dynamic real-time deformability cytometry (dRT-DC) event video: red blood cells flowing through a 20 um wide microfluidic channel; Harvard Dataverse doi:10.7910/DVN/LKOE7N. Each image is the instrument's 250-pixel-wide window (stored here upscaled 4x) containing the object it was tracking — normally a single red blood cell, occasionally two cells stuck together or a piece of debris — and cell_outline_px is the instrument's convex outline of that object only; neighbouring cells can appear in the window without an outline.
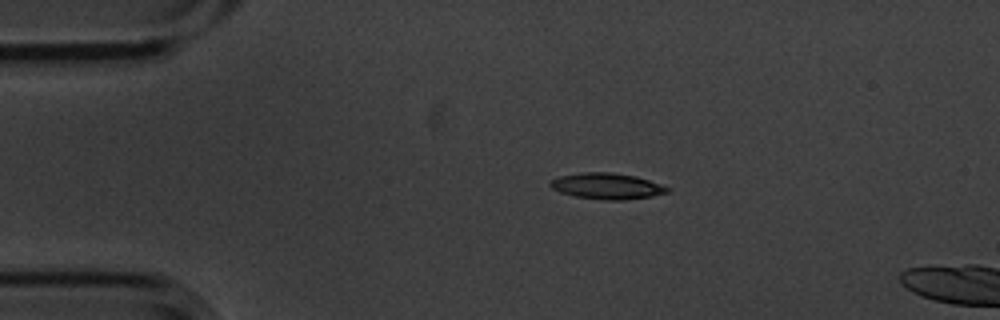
{"species": "common noctule bat (a hibernating species)", "species_latin": "Nyctalus noctula", "temperature_condition": "cold", "stored_images_in_passage": 3, "camera_frame_rate_fps": 3000, "um_per_image_px": 0.085, "animal": {"sex": "male", "body_mass_g": 20.1, "forearm_length_mm": 53.5}, "frame": {"image": 1, "passage_image": 1, "time_ms": 0.0, "image_size_px": [1000, 320], "cell_outline_px": [[672, 188], [668, 192], [652, 196], [624, 200], [604, 200], [576, 196], [560, 192], [552, 188], [548, 184], [552, 180], [560, 176], [584, 172], [612, 172], [636, 176]], "centroid_in_image_um": [51.61, 15.82], "position_along_channel_um": 33.4, "area_um2": 17.69}}